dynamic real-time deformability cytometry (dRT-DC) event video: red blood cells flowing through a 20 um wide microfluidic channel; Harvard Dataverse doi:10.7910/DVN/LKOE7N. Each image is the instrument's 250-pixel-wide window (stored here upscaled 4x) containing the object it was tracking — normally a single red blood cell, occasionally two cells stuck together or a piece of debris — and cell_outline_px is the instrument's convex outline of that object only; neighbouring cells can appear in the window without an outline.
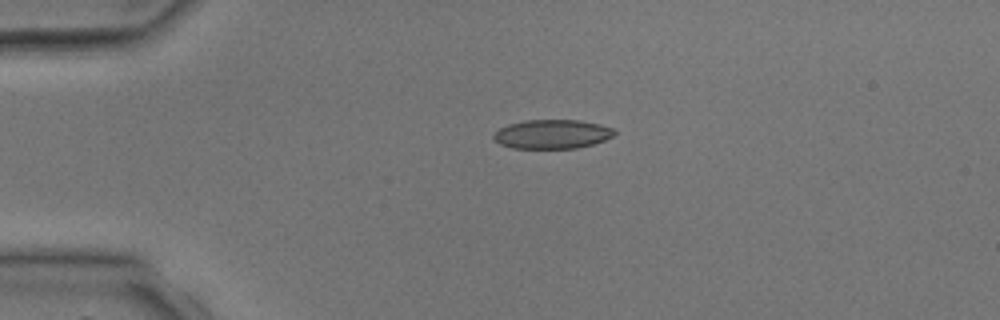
{"species": "common noctule bat (a hibernating species)", "species_latin": "Nyctalus noctula", "temperature_condition": "room temperature", "stored_images_in_passage": 4, "camera_frame_rate_fps": 3000, "um_per_image_px": 0.085, "animal": {"sex": "male", "body_mass_g": 17.9, "forearm_length_mm": 54.2}, "frame": {"image": 1, "passage_image": 4, "time_ms": 4.333, "image_size_px": [1000, 320], "cell_outline_px": [[616, 132], [612, 136], [604, 140], [592, 144], [576, 148], [512, 148], [500, 144], [492, 136], [500, 128], [508, 124], [524, 120], [580, 120], [600, 124], [612, 128]], "centroid_in_image_um": [46.93, 11.39], "position_along_channel_um": 38.1, "area_um2": 20.35}}